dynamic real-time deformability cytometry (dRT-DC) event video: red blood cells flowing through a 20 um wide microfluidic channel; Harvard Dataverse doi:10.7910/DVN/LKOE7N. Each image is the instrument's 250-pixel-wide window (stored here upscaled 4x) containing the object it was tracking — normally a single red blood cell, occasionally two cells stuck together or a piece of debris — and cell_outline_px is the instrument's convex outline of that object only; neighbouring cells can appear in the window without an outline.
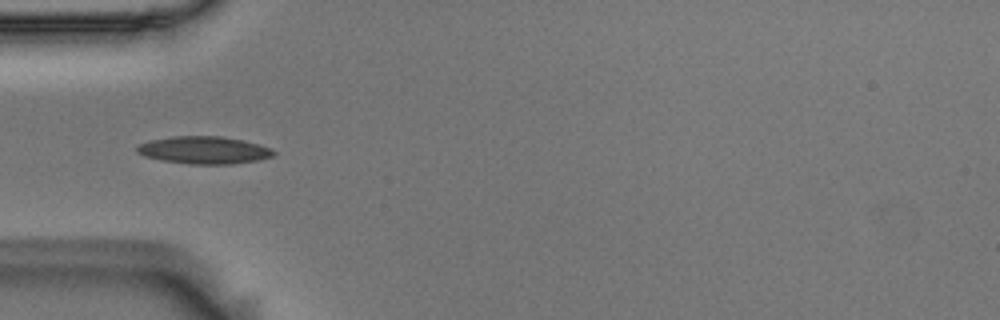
{"species": "Egyptian fruit bat (a non-hibernating species)", "species_latin": "Rousettus aegyptiacus", "temperature_condition": "room temperature", "stored_images_in_passage": 11, "camera_frame_rate_fps": 3000, "um_per_image_px": 0.085, "animal": {"sex": "male"}, "frame": {"image": 1, "passage_image": 4, "time_ms": 1.0, "image_size_px": [1000, 320], "cell_outline_px": [[276, 152], [272, 156], [256, 160], [232, 164], [188, 164], [160, 160], [144, 156], [136, 152], [136, 148], [140, 144], [148, 140], [172, 136], [220, 136], [260, 144], [272, 148]], "centroid_in_image_um": [17.31, 12.76], "position_along_channel_um": 67.7, "area_um2": 21.91}}
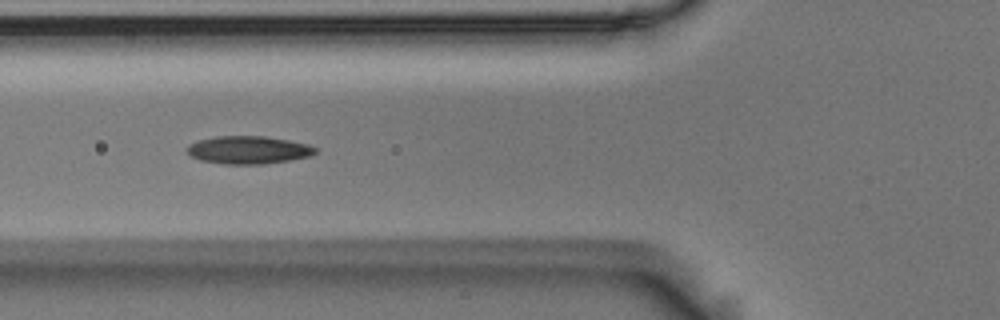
{"frame": {"image": 2, "passage_image": 7, "time_ms": 2.0, "image_size_px": [1000, 320], "cell_outline_px": [[316, 152], [312, 156], [264, 164], [220, 164], [200, 160], [192, 156], [184, 148], [188, 144], [200, 140], [216, 136], [264, 136], [288, 140], [308, 144], [316, 148]], "centroid_in_image_um": [21.09, 12.75], "position_along_channel_um": 104.7, "area_um2": 20.87}}